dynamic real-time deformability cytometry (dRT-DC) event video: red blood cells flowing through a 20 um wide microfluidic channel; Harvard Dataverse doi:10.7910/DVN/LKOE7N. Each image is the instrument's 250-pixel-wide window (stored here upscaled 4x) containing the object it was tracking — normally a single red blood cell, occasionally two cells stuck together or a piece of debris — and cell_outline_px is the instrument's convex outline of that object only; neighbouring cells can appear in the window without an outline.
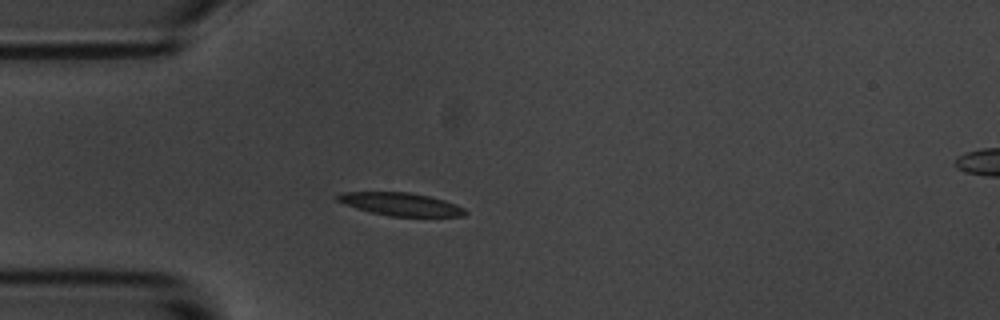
{"species": "common noctule bat (a hibernating species)", "species_latin": "Nyctalus noctula", "temperature_condition": "room temperature", "stored_images_in_passage": 5, "camera_frame_rate_fps": 3000, "um_per_image_px": 0.085, "animal": {"sex": "male", "body_mass_g": 20.1, "forearm_length_mm": 53.5}, "frame": {"image": 1, "passage_image": 4, "time_ms": 3.333, "image_size_px": [1000, 320], "cell_outline_px": [[468, 212], [464, 216], [388, 216], [356, 208], [344, 204], [336, 200], [332, 196], [340, 192], [408, 192], [428, 196], [444, 200], [464, 208]], "centroid_in_image_um": [34.0, 17.35], "position_along_channel_um": 51.0, "area_um2": 17.05}}